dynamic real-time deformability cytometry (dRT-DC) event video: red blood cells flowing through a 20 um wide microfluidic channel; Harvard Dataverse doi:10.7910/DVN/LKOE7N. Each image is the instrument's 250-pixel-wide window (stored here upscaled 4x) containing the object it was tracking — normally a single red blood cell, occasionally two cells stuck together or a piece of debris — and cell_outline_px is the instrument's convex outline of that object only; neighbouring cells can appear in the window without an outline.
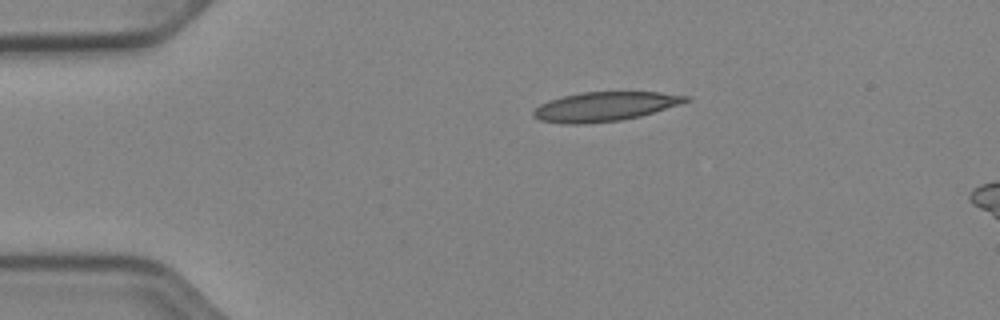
{"species": "Egyptian fruit bat (a non-hibernating species)", "species_latin": "Rousettus aegyptiacus", "temperature_condition": "cold", "stored_images_in_passage": 7, "camera_frame_rate_fps": 3000, "um_per_image_px": 0.085, "animal": {"sex": "female"}, "frame": {"image": 1, "passage_image": 1, "time_ms": 0.0, "image_size_px": [1000, 320], "cell_outline_px": [[692, 100], [680, 104], [640, 116], [620, 120], [584, 124], [564, 124], [540, 120], [532, 116], [532, 112], [540, 104], [548, 100], [580, 92], [660, 92], [692, 96]], "centroid_in_image_um": [51.41, 9.05], "position_along_channel_um": 33.6, "area_um2": 26.07}}